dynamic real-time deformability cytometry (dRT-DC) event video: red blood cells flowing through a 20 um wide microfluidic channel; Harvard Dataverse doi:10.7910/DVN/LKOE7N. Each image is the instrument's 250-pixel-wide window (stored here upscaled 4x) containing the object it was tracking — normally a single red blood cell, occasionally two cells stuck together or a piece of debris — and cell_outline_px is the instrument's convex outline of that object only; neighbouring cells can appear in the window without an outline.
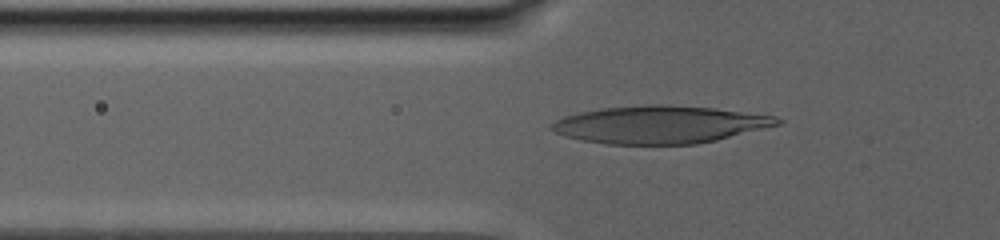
{"species": "human", "species_latin": "Homo sapiens", "temperature_condition": "warm", "stored_images_in_passage": 49, "camera_frame_rate_fps": 3000, "um_per_image_px": 0.085, "donor": {"sex": "male"}, "frame": {"image": 1, "passage_image": 3, "time_ms": 0.333, "image_size_px": [1000, 240], "cell_outline_px": [[784, 120], [780, 124], [716, 140], [696, 144], [608, 144], [584, 140], [568, 136], [556, 132], [548, 128], [556, 120], [564, 116], [580, 112], [600, 108], [644, 104], [668, 104], [712, 108], [776, 116]], "centroid_in_image_um": [56.09, 10.58], "position_along_channel_um": 69.7, "area_um2": 49.25}}
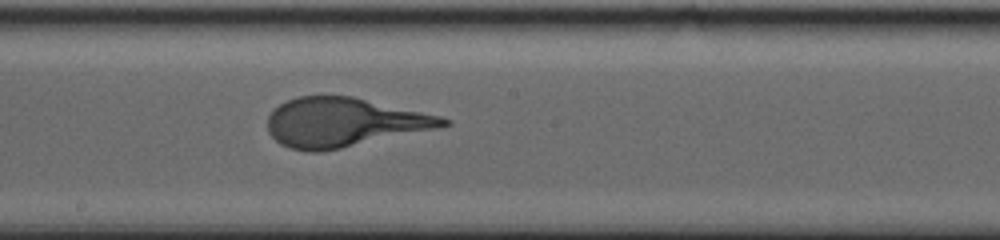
{"frame": {"image": 2, "passage_image": 22, "time_ms": 6.333, "image_size_px": [1000, 240], "cell_outline_px": [[452, 124], [444, 128], [320, 152], [308, 152], [288, 148], [280, 144], [268, 132], [268, 116], [280, 104], [296, 96], [352, 96], [440, 116], [452, 120]], "centroid_in_image_um": [29.27, 10.41], "position_along_channel_um": 218.9, "area_um2": 50.4}}
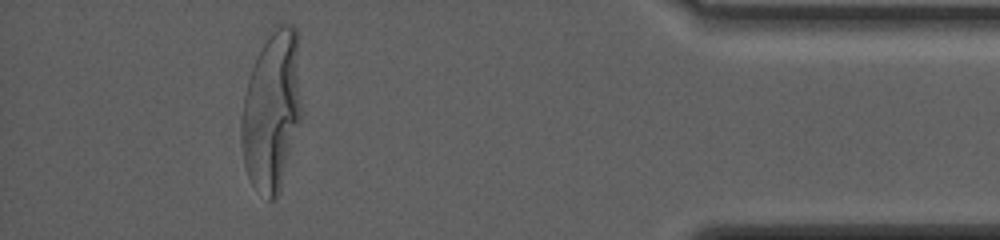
{"frame": {"image": 3, "passage_image": 41, "time_ms": 15.333, "image_size_px": [1000, 240], "cell_outline_px": [[300, 124], [280, 188], [276, 200], [268, 200], [252, 184], [248, 176], [244, 164], [240, 132], [240, 120], [244, 96], [248, 80], [252, 68], [264, 44], [272, 32], [280, 24], [292, 24], [296, 28], [300, 108]], "centroid_in_image_um": [23.08, 9.49], "position_along_channel_um": 412.1, "area_um2": 55.03}}